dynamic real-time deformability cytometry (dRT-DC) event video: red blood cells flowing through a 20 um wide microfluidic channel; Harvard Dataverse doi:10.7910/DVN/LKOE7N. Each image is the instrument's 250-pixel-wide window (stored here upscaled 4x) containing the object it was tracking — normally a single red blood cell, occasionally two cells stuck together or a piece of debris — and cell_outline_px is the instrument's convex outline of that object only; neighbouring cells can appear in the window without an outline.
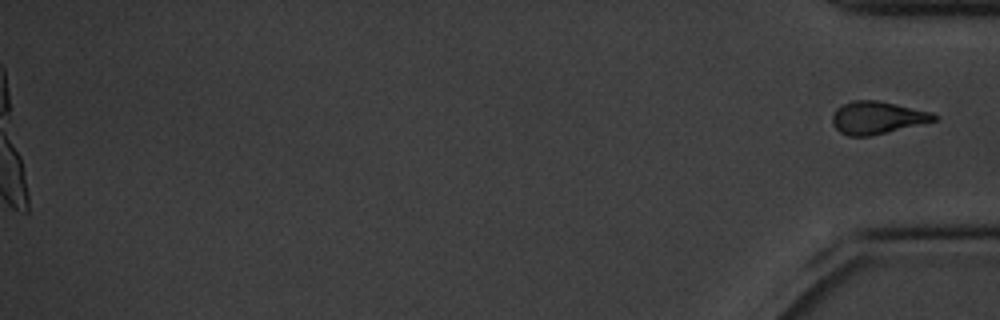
{"species": "common noctule bat (a hibernating species)", "species_latin": "Nyctalus noctula", "temperature_condition": "cold", "stored_images_in_passage": 50, "camera_frame_rate_fps": 3000, "um_per_image_px": 0.085, "animal": {"sex": "male", "body_mass_g": 20.1, "forearm_length_mm": 53.5}, "frame": {"image": 1, "passage_image": 50, "time_ms": 16.333, "image_size_px": [1000, 320], "cell_outline_px": [[940, 116], [936, 120], [872, 136], [848, 136], [840, 132], [832, 124], [832, 116], [836, 108], [852, 100], [876, 100], [896, 104], [932, 112]], "centroid_in_image_um": [74.55, 10.0], "position_along_channel_um": 360.6, "area_um2": 19.31}}